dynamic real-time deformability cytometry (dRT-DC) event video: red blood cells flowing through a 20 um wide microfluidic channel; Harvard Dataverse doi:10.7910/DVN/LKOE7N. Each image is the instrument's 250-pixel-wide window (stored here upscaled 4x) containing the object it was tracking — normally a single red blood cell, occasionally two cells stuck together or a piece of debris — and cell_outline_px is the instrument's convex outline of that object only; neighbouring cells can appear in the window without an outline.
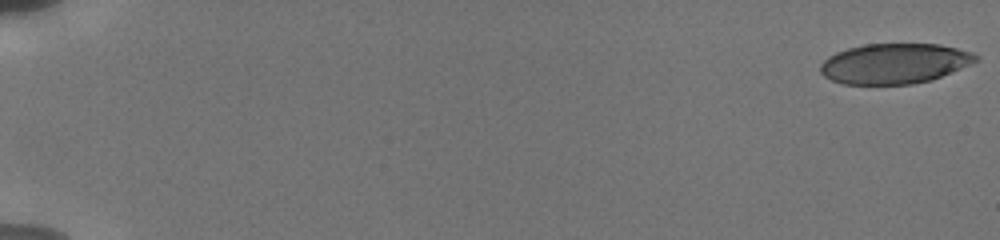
{"species": "human", "species_latin": "Homo sapiens", "temperature_condition": "cold", "stored_images_in_passage": 12, "camera_frame_rate_fps": 3000, "um_per_image_px": 0.085, "donor": {"sex": "male"}, "frame": {"image": 1, "passage_image": 1, "time_ms": 0.0, "image_size_px": [1000, 240], "cell_outline_px": [[980, 60], [932, 80], [912, 84], [844, 84], [832, 80], [824, 76], [820, 72], [820, 64], [828, 56], [836, 52], [848, 48], [864, 44], [940, 44], [972, 52], [980, 56]], "centroid_in_image_um": [76.04, 5.4], "position_along_channel_um": 9.0, "area_um2": 36.53}}